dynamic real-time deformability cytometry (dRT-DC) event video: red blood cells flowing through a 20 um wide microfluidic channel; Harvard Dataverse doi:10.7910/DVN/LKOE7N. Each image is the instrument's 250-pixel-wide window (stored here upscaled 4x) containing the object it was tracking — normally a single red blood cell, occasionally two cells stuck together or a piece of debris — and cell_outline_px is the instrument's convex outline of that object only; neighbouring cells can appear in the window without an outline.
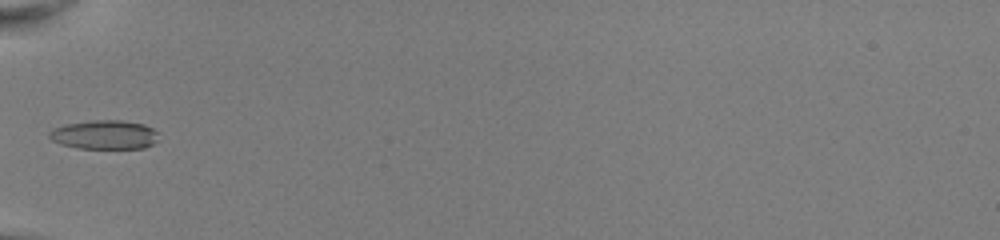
{"species": "common noctule bat (a hibernating species)", "species_latin": "Nyctalus noctula", "temperature_condition": "room temperature", "stored_images_in_passage": 8, "camera_frame_rate_fps": 3000, "um_per_image_px": 0.085, "animal": {"sex": "female", "body_mass_g": 22.0, "forearm_length_mm": 56.7}, "frame": {"image": 1, "passage_image": 1, "time_ms": 0.0, "image_size_px": [1000, 240], "cell_outline_px": [[160, 132], [156, 140], [152, 144], [144, 148], [80, 148], [60, 144], [52, 140], [48, 136], [48, 132], [52, 128], [68, 124], [92, 120], [120, 120], [144, 124]], "centroid_in_image_um": [8.89, 11.44], "position_along_channel_um": 76.1, "area_um2": 18.5}}